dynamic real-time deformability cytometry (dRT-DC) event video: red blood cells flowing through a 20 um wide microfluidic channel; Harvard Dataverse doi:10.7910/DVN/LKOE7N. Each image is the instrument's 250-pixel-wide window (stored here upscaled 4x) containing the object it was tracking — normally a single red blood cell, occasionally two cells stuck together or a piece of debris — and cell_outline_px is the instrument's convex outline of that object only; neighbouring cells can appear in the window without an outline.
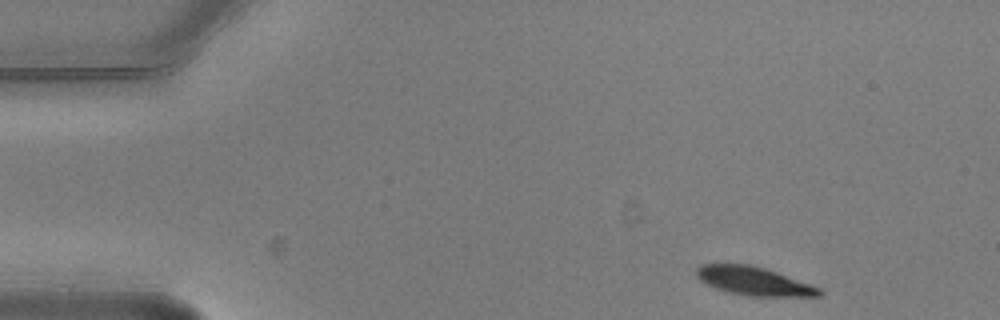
{"species": "common noctule bat (a hibernating species)", "species_latin": "Nyctalus noctula", "temperature_condition": "warm", "stored_images_in_passage": 4, "camera_frame_rate_fps": 3000, "um_per_image_px": 0.085, "animal": {"sex": "male", "body_mass_g": 20.5, "forearm_length_mm": 52.5}, "frame": {"image": 1, "passage_image": 1, "time_ms": 0.0, "image_size_px": [1000, 320], "cell_outline_px": [[824, 292], [820, 296], [748, 296], [728, 292], [716, 288], [700, 280], [696, 276], [696, 268], [700, 264], [752, 264], [776, 272], [820, 288]], "centroid_in_image_um": [64.05, 23.89], "position_along_channel_um": 21.0, "area_um2": 20.23}}